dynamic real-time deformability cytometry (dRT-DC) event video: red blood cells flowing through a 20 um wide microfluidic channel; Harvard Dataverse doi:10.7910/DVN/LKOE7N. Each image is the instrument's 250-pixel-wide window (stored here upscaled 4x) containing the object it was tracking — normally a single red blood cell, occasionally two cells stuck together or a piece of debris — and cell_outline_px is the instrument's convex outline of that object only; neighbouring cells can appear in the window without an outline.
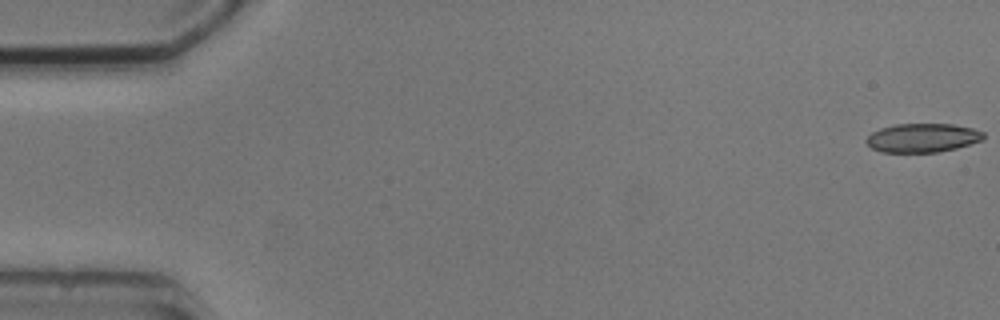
{"species": "common noctule bat (a hibernating species)", "species_latin": "Nyctalus noctula", "temperature_condition": "cold", "stored_images_in_passage": 3, "camera_frame_rate_fps": 3000, "um_per_image_px": 0.085, "animal": {"sex": "male", "body_mass_g": 20.5, "forearm_length_mm": 52.5}, "frame": {"image": 1, "passage_image": 1, "time_ms": 0.0, "image_size_px": [1000, 320], "cell_outline_px": [[984, 140], [956, 148], [936, 152], [884, 152], [872, 148], [864, 140], [872, 132], [880, 128], [896, 124], [952, 124], [972, 128], [984, 132]], "centroid_in_image_um": [78.43, 11.71], "position_along_channel_um": 6.6, "area_um2": 19.65}}